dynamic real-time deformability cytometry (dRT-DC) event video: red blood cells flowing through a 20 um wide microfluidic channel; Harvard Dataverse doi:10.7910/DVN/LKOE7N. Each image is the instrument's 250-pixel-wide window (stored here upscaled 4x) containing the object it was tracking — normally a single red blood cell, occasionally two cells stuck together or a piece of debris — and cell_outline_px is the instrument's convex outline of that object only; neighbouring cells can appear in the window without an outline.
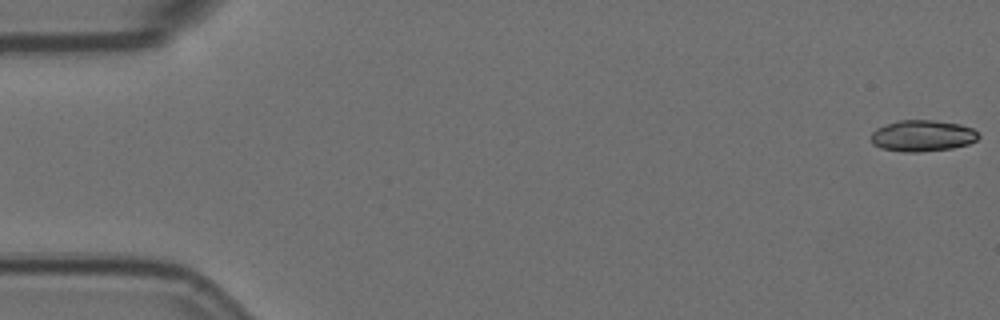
{"species": "Egyptian fruit bat (a non-hibernating species)", "species_latin": "Rousettus aegyptiacus", "temperature_condition": "room temperature", "stored_images_in_passage": 52, "camera_frame_rate_fps": 3000, "um_per_image_px": 0.085, "animal": {"sex": "female"}, "frame": {"image": 1, "passage_image": 1, "time_ms": 0.0, "image_size_px": [1000, 320], "cell_outline_px": [[980, 136], [976, 140], [968, 144], [952, 148], [920, 152], [904, 152], [880, 148], [872, 144], [872, 132], [876, 128], [896, 120], [932, 120], [960, 124], [972, 128]], "centroid_in_image_um": [78.39, 11.54], "position_along_channel_um": 6.6, "area_um2": 19.65}}
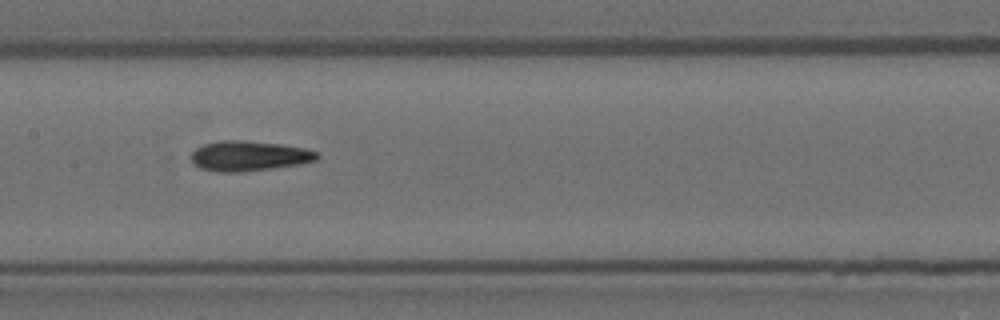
{"frame": {"image": 2, "passage_image": 28, "time_ms": 9.0, "image_size_px": [1000, 320], "cell_outline_px": [[320, 160], [300, 164], [272, 168], [240, 172], [216, 172], [200, 168], [192, 160], [192, 152], [196, 148], [204, 144], [220, 140], [244, 140], [280, 144], [304, 148], [316, 152], [320, 156]], "centroid_in_image_um": [21.19, 13.25], "position_along_channel_um": 186.2, "area_um2": 22.08}}
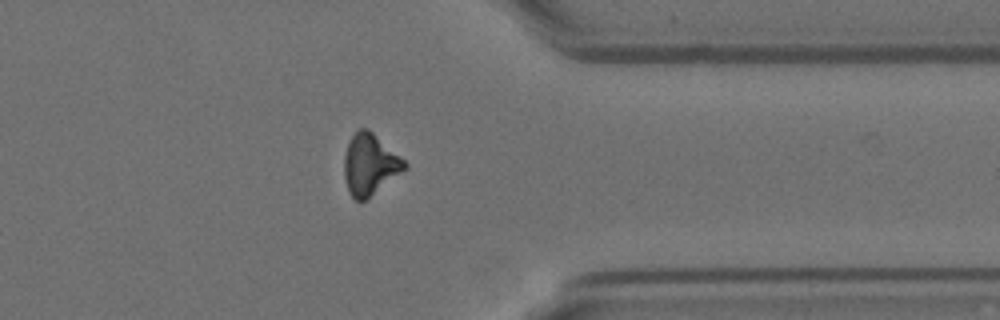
{"frame": {"image": 3, "passage_image": 45, "time_ms": 14.667, "image_size_px": [1000, 320], "cell_outline_px": [[408, 168], [360, 204], [348, 192], [344, 176], [344, 156], [348, 144], [352, 136], [360, 128], [368, 128], [404, 160], [408, 164]], "centroid_in_image_um": [31.43, 14.01], "position_along_channel_um": 380.0, "area_um2": 21.44}, "authors_computed_cell_mechanics": {"area_um2": 21.1259, "velocity_mm_per_s": 3.5925, "shape_relaxation_time_tau1_ms": 5.2869, "shape_relaxation_time_tau2_ms": 3.0697, "deformation_change_tau1": 0.1639, "deformation_change_tau2": 0.123}}